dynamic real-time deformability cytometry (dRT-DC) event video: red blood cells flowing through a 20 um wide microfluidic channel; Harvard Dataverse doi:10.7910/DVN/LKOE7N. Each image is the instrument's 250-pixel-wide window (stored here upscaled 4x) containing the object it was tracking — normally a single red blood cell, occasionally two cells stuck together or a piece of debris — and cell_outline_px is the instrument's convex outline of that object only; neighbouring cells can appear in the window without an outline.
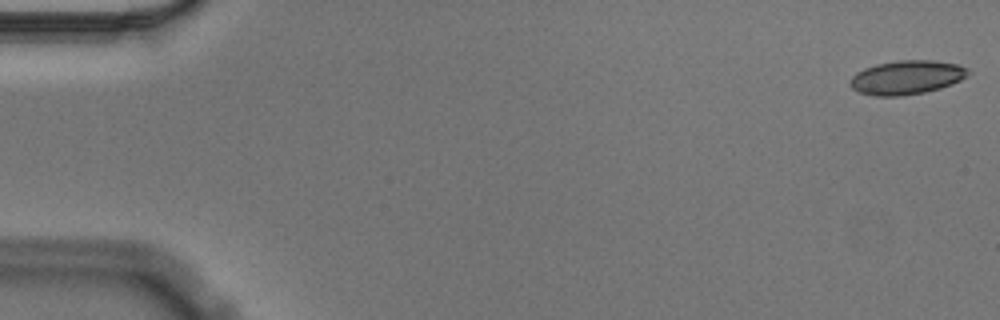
{"species": "Egyptian fruit bat (a non-hibernating species)", "species_latin": "Rousettus aegyptiacus", "temperature_condition": "cold", "stored_images_in_passage": 56, "camera_frame_rate_fps": 3000, "um_per_image_px": 0.085, "animal": {"sex": "male"}, "frame": {"image": 1, "passage_image": 1, "time_ms": 0.0, "image_size_px": [1000, 320], "cell_outline_px": [[972, 72], [960, 80], [952, 84], [940, 88], [924, 92], [900, 96], [872, 96], [860, 92], [852, 88], [848, 84], [848, 80], [856, 72], [864, 68], [876, 64], [896, 60], [936, 60], [960, 64], [968, 68]], "centroid_in_image_um": [77.07, 6.57], "position_along_channel_um": 7.9, "area_um2": 23.7}}
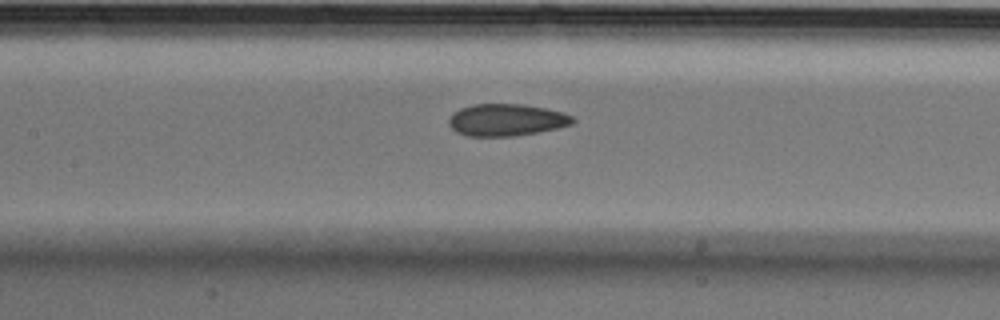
{"frame": {"image": 2, "passage_image": 26, "time_ms": 8.333, "image_size_px": [1000, 320], "cell_outline_px": [[576, 120], [572, 124], [556, 128], [516, 136], [464, 136], [456, 132], [448, 124], [448, 120], [452, 112], [460, 108], [472, 104], [524, 104], [548, 108], [564, 112], [572, 116]], "centroid_in_image_um": [43.03, 10.18], "position_along_channel_um": 164.4, "area_um2": 23.41}}
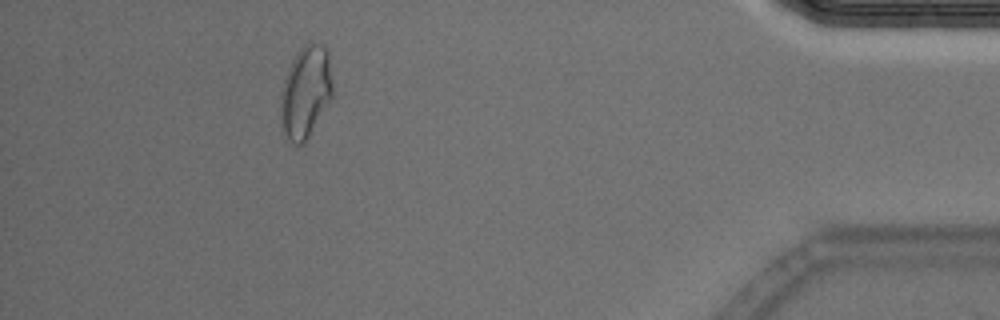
{"frame": {"image": 3, "passage_image": 51, "time_ms": 16.667, "image_size_px": [1000, 320], "cell_outline_px": [[332, 96], [304, 144], [296, 144], [288, 140], [284, 132], [280, 104], [280, 92], [288, 68], [296, 52], [304, 44], [312, 40], [320, 44], [328, 52], [332, 80]], "centroid_in_image_um": [25.97, 7.77], "position_along_channel_um": 409.2, "area_um2": 27.74}, "authors_computed_cell_mechanics": {"area_um2": 23.6402, "velocity_mm_per_s": 3.5579, "shape_relaxation_time_tau1_ms": 6.0239, "shape_relaxation_time_tau2_ms": 2.2312, "deformation_change_tau1": 0.1122, "deformation_change_tau2": 0.0774}}